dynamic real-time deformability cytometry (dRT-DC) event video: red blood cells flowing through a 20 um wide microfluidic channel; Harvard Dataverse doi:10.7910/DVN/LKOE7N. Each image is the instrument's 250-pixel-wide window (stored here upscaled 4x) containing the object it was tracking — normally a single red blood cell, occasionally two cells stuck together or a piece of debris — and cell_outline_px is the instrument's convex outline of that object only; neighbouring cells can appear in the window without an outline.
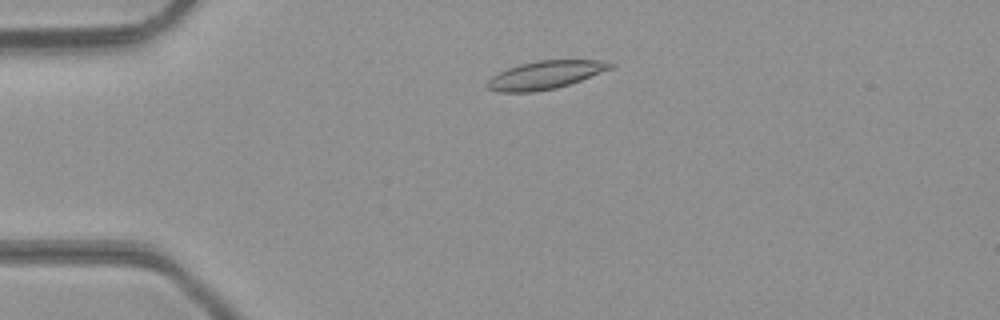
{"species": "common noctule bat (a hibernating species)", "species_latin": "Nyctalus noctula", "temperature_condition": "room temperature", "stored_images_in_passage": 4, "camera_frame_rate_fps": 3000, "um_per_image_px": 0.085, "animal": {"sex": "male", "body_mass_g": 23.1, "forearm_length_mm": 52.7}, "frame": {"image": 1, "passage_image": 2, "time_ms": 0.333, "image_size_px": [1000, 320], "cell_outline_px": [[616, 64], [612, 68], [580, 80], [556, 88], [532, 92], [500, 92], [488, 88], [488, 80], [492, 76], [508, 68], [520, 64], [536, 60], [600, 60]], "centroid_in_image_um": [46.36, 6.36], "position_along_channel_um": 38.6, "area_um2": 19.88}}
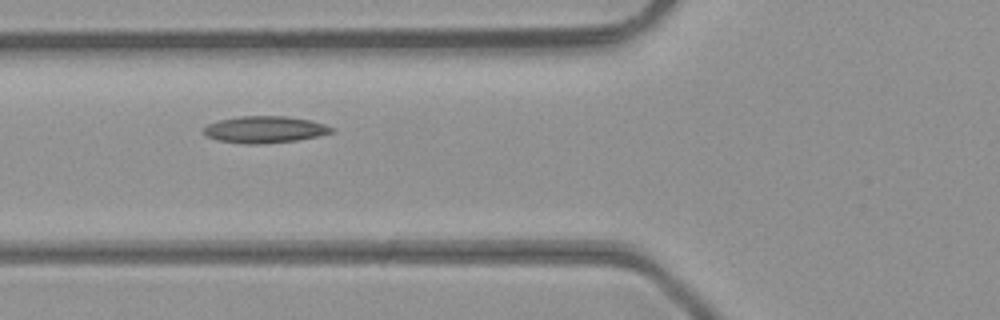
{"frame": {"image": 2, "passage_image": 4, "time_ms": 1.0, "image_size_px": [1000, 320], "cell_outline_px": [[336, 132], [320, 136], [296, 140], [260, 144], [248, 144], [216, 140], [208, 136], [204, 132], [204, 128], [208, 124], [220, 120], [240, 116], [284, 116], [312, 120], [336, 128]], "centroid_in_image_um": [22.58, 11.01], "position_along_channel_um": 103.2, "area_um2": 20.0}}